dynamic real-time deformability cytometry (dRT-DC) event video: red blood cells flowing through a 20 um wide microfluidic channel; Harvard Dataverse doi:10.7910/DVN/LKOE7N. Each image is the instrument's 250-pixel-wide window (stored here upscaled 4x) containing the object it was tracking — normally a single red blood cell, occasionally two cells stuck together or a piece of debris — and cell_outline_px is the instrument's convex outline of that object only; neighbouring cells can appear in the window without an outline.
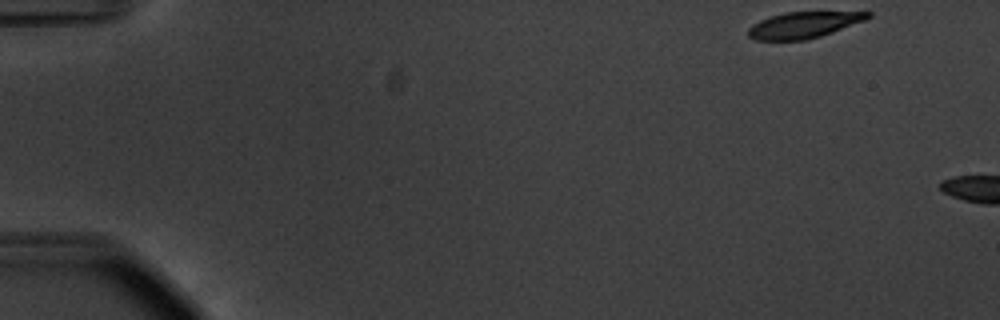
{"species": "common noctule bat (a hibernating species)", "species_latin": "Nyctalus noctula", "temperature_condition": "warm", "stored_images_in_passage": 10, "camera_frame_rate_fps": 3000, "um_per_image_px": 0.085, "animal": {"sex": "male", "body_mass_g": 20.1, "forearm_length_mm": 53.5}, "frame": {"image": 1, "passage_image": 1, "time_ms": 0.0, "image_size_px": [1000, 320], "cell_outline_px": [[872, 16], [864, 20], [832, 32], [820, 36], [804, 40], [752, 40], [748, 36], [748, 28], [752, 24], [760, 20], [784, 12], [872, 12]], "centroid_in_image_um": [68.26, 2.12], "position_along_channel_um": 16.7, "area_um2": 18.09}}